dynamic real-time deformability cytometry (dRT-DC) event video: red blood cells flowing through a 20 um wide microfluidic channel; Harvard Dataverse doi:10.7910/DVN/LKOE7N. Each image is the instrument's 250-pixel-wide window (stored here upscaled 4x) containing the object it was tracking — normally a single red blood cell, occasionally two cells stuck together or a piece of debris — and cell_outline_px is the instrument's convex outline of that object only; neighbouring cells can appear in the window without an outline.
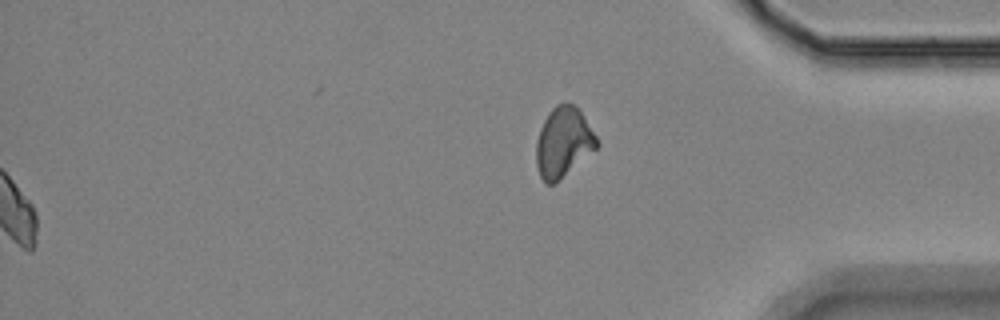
{"species": "Egyptian fruit bat (a non-hibernating species)", "species_latin": "Rousettus aegyptiacus", "temperature_condition": "room temperature", "stored_images_in_passage": 41, "segment_of_instrument_passage": [2, 2], "camera_frame_rate_fps": 3000, "um_per_image_px": 0.085, "animal": {"sex": "female"}, "frame": {"image": 1, "passage_image": 41, "time_ms": 13.333, "image_size_px": [1000, 320], "cell_outline_px": [[600, 144], [596, 148], [552, 184], [544, 184], [540, 176], [536, 164], [536, 140], [540, 128], [548, 112], [556, 104], [572, 104], [580, 108], [596, 136]], "centroid_in_image_um": [47.86, 12.05], "position_along_channel_um": 387.3, "area_um2": 24.39}}